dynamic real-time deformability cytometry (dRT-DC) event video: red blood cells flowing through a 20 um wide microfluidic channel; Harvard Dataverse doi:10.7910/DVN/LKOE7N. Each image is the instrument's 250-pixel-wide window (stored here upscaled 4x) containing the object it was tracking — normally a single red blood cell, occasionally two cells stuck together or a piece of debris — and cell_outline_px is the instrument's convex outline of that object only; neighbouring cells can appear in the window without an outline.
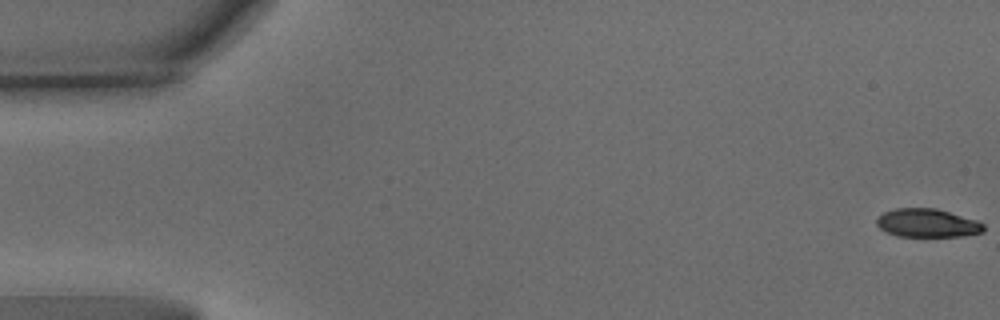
{"species": "common noctule bat (a hibernating species)", "species_latin": "Nyctalus noctula", "temperature_condition": "warm", "stored_images_in_passage": 65, "camera_frame_rate_fps": 3000, "um_per_image_px": 0.085, "animal": {"sex": "male", "body_mass_g": 15.6}, "frame": {"image": 1, "passage_image": 1, "time_ms": 0.0, "image_size_px": [1000, 320], "cell_outline_px": [[984, 232], [960, 236], [896, 236], [880, 228], [876, 224], [876, 220], [884, 212], [896, 208], [936, 208], [976, 220], [984, 224]], "centroid_in_image_um": [78.82, 18.95], "position_along_channel_um": 6.2, "area_um2": 17.57}}
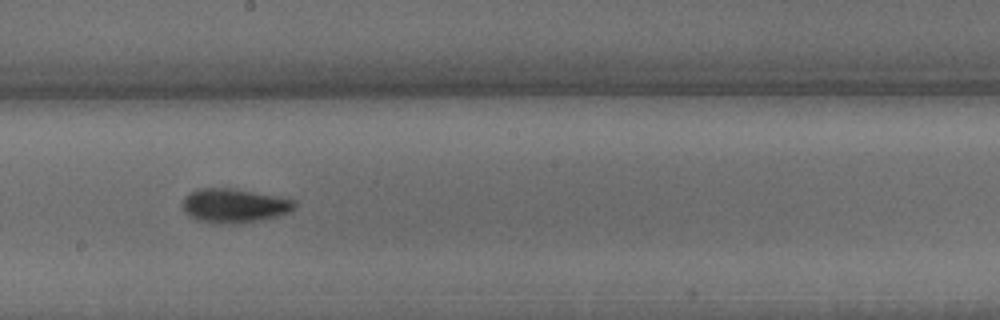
{"frame": {"image": 2, "passage_image": 36, "time_ms": 11.667, "image_size_px": [1000, 320], "cell_outline_px": [[296, 204], [288, 212], [264, 220], [232, 224], [216, 224], [196, 220], [188, 216], [184, 212], [184, 196], [196, 188], [232, 188], [276, 196], [296, 200]], "centroid_in_image_um": [19.87, 17.49], "position_along_channel_um": 228.3, "area_um2": 22.37}}
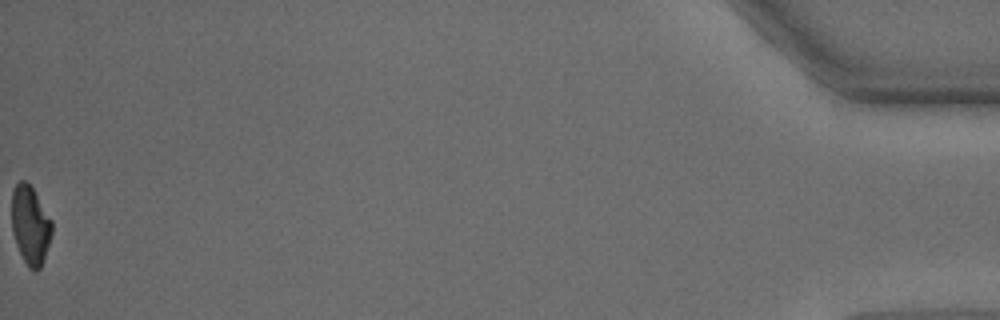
{"frame": {"image": 3, "passage_image": 65, "time_ms": 21.333, "image_size_px": [1000, 320], "cell_outline_px": [[52, 232], [44, 260], [40, 268], [36, 272], [32, 272], [28, 268], [16, 244], [12, 232], [12, 192], [16, 184], [20, 180], [24, 180], [32, 188], [52, 220]], "centroid_in_image_um": [2.58, 19.18], "position_along_channel_um": 432.6, "area_um2": 18.38}, "authors_computed_cell_mechanics": {"area_um2": 20.1144, "velocity_mm_per_s": 3.1659, "shape_relaxation_time_tau1_ms": 3.9661, "shape_relaxation_time_tau2_ms": 2.532, "deformation_change_tau1": 0.1411, "deformation_change_tau2": 0.0829}}